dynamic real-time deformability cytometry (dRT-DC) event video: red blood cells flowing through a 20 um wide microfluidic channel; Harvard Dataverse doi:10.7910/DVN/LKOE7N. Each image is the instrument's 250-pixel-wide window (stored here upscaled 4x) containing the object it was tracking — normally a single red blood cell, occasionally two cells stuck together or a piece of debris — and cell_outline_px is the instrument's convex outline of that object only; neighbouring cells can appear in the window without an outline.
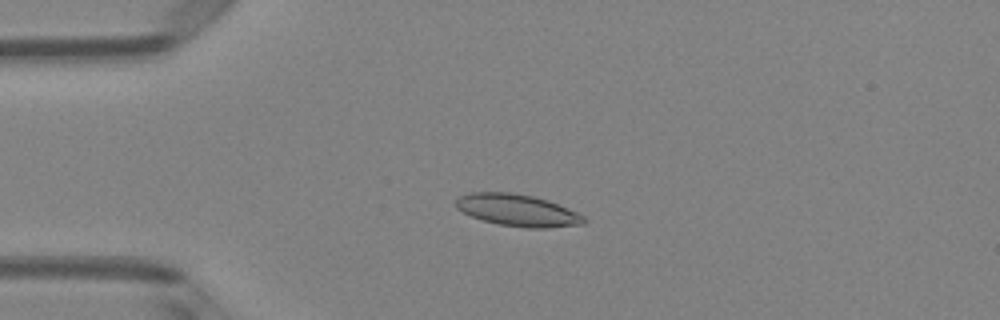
{"species": "Egyptian fruit bat (a non-hibernating species)", "species_latin": "Rousettus aegyptiacus", "temperature_condition": "room temperature", "stored_images_in_passage": 51, "camera_frame_rate_fps": 3000, "um_per_image_px": 0.085, "animal": {"sex": "female"}, "frame": {"image": 1, "passage_image": 13, "time_ms": 4.0, "image_size_px": [1000, 320], "cell_outline_px": [[588, 220], [584, 224], [548, 228], [528, 228], [500, 224], [484, 220], [472, 216], [456, 208], [456, 196], [468, 192], [512, 192], [532, 196], [548, 200], [576, 212], [584, 216]], "centroid_in_image_um": [43.98, 17.86], "position_along_channel_um": 41.0, "area_um2": 23.81}}
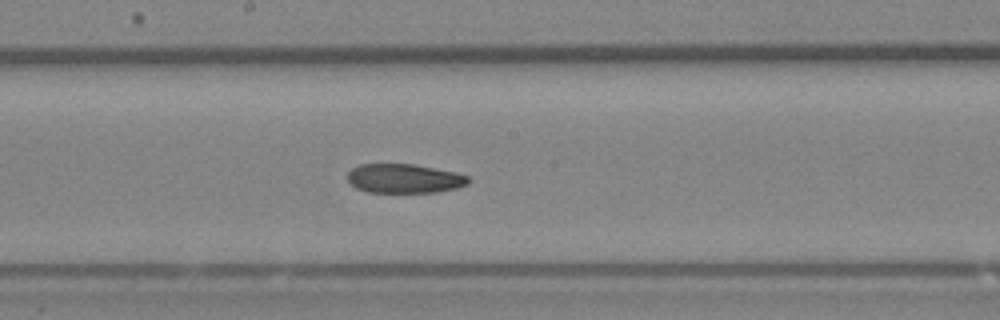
{"frame": {"image": 2, "passage_image": 28, "time_ms": 9.0, "image_size_px": [1000, 320], "cell_outline_px": [[472, 180], [468, 184], [456, 188], [436, 192], [368, 192], [356, 188], [348, 180], [348, 172], [352, 168], [360, 164], [412, 164], [456, 172], [468, 176]], "centroid_in_image_um": [34.38, 15.17], "position_along_channel_um": 213.8, "area_um2": 20.52}}
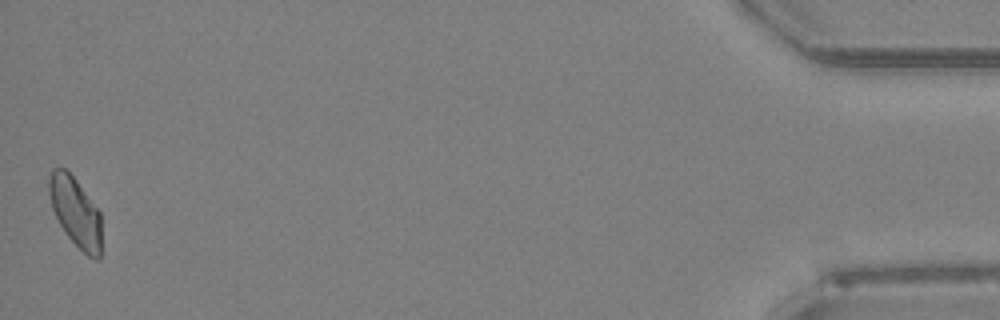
{"frame": {"image": 3, "passage_image": 51, "time_ms": 16.667, "image_size_px": [1000, 320], "cell_outline_px": [[100, 260], [96, 260], [88, 256], [68, 236], [60, 224], [52, 208], [48, 192], [48, 180], [52, 168], [64, 168], [76, 180], [100, 212]], "centroid_in_image_um": [6.4, 18.0], "position_along_channel_um": 428.8, "area_um2": 20.87}}